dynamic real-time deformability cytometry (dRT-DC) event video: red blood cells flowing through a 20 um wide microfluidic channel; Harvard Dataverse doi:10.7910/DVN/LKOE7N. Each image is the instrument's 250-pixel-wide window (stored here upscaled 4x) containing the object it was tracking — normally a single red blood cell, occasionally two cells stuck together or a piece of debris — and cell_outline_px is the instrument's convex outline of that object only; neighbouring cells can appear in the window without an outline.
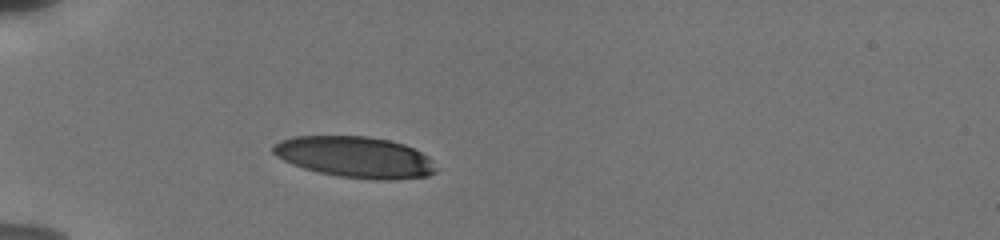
{"species": "human", "species_latin": "Homo sapiens", "temperature_condition": "cold", "stored_images_in_passage": 41, "camera_frame_rate_fps": 3000, "um_per_image_px": 0.085, "donor": {"sex": "male"}, "frame": {"image": 1, "passage_image": 3, "time_ms": 1.0, "image_size_px": [1000, 240], "cell_outline_px": [[440, 168], [436, 172], [428, 176], [392, 180], [380, 180], [340, 176], [320, 172], [304, 168], [292, 164], [276, 156], [272, 152], [272, 144], [280, 140], [292, 136], [368, 136], [388, 140], [404, 144], [428, 156]], "centroid_in_image_um": [30.2, 13.35], "position_along_channel_um": 54.8, "area_um2": 39.19}}
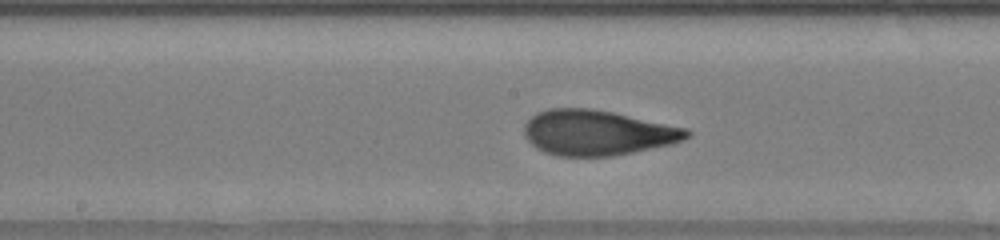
{"frame": {"image": 2, "passage_image": 18, "time_ms": 5.333, "image_size_px": [1000, 240], "cell_outline_px": [[692, 136], [684, 140], [672, 144], [612, 156], [556, 156], [544, 152], [536, 148], [524, 136], [524, 124], [536, 112], [548, 108], [592, 108], [612, 112], [688, 128], [692, 132]], "centroid_in_image_um": [50.78, 11.28], "position_along_channel_um": 197.4, "area_um2": 43.12}}
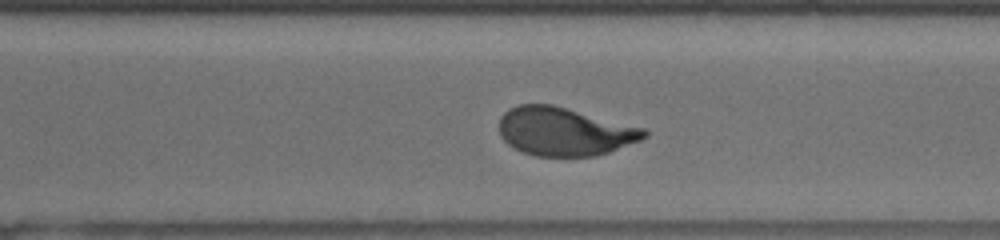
{"frame": {"image": 3, "passage_image": 32, "time_ms": 8.667, "image_size_px": [1000, 240], "cell_outline_px": [[648, 136], [640, 140], [608, 152], [596, 156], [536, 156], [524, 152], [508, 144], [500, 136], [500, 116], [508, 108], [520, 104], [552, 104], [644, 128], [648, 132]], "centroid_in_image_um": [47.96, 11.17], "position_along_channel_um": 322.6, "area_um2": 40.69}, "authors_computed_cell_mechanics": {"area_um2": 41.7894, "velocity_mm_per_s": 3.7697, "shape_relaxation_time_tau1_ms": 3.3606, "shape_relaxation_time_tau2_ms": 0.9315, "deformation_change_tau1": 0.1753, "deformation_change_tau2": 0.0853}}